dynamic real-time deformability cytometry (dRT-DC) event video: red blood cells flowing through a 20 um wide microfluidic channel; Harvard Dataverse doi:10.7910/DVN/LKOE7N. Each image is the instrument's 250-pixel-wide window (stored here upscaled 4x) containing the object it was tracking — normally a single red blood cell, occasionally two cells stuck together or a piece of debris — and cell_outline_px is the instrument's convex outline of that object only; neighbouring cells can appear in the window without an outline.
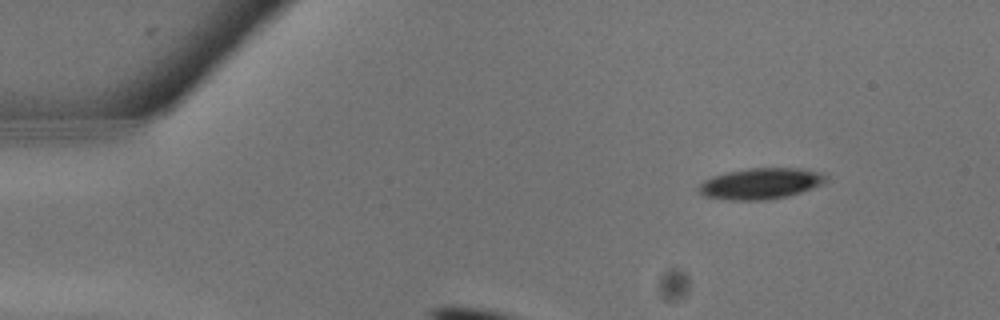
{"species": "common noctule bat (a hibernating species)", "species_latin": "Nyctalus noctula", "temperature_condition": "warm", "stored_images_in_passage": 15, "camera_frame_rate_fps": 3000, "um_per_image_px": 0.085, "animal": {"sex": "male", "body_mass_g": 13.3}, "frame": {"image": 1, "passage_image": 1, "time_ms": 0.0, "image_size_px": [1000, 320], "cell_outline_px": [[828, 180], [824, 184], [788, 196], [764, 200], [732, 200], [704, 196], [696, 188], [704, 180], [712, 176], [728, 172], [748, 168], [804, 168], [820, 172], [828, 176]], "centroid_in_image_um": [64.69, 15.59], "position_along_channel_um": 20.3, "area_um2": 23.12}}
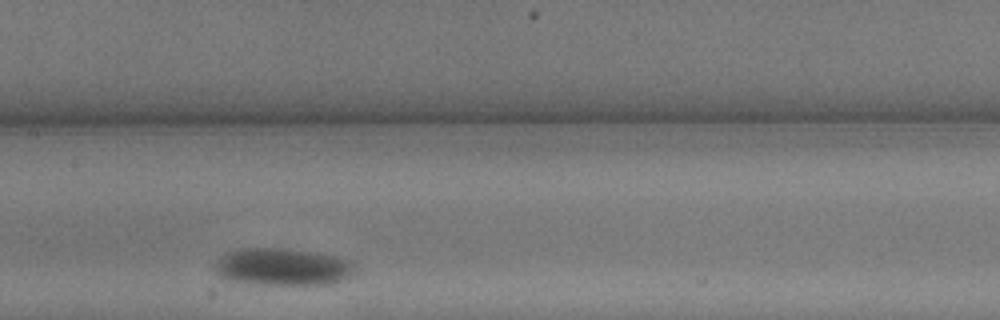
{"frame": {"image": 2, "passage_image": 8, "time_ms": 2.333, "image_size_px": [1000, 320], "cell_outline_px": [[356, 268], [348, 276], [340, 280], [328, 284], [260, 284], [228, 280], [220, 276], [216, 272], [216, 260], [224, 252], [240, 248], [284, 248], [332, 256], [352, 260], [356, 264]], "centroid_in_image_um": [23.97, 22.67], "position_along_channel_um": 183.4, "area_um2": 30.17}}
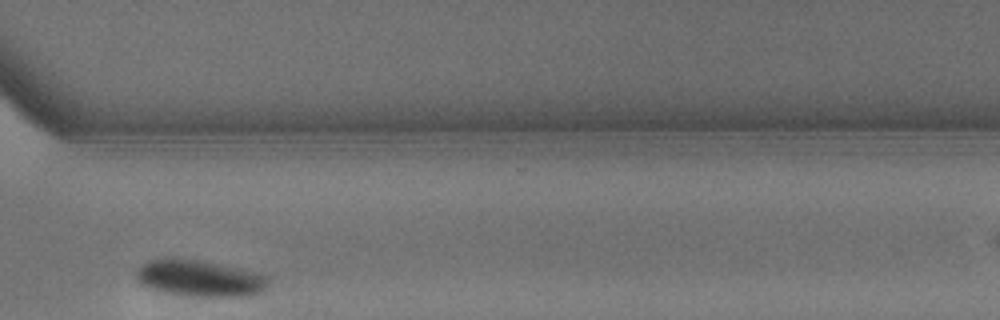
{"frame": {"image": 3, "passage_image": 15, "time_ms": 4.667, "image_size_px": [1000, 320], "cell_outline_px": [[272, 280], [268, 288], [264, 292], [256, 296], [188, 296], [164, 292], [140, 284], [136, 276], [136, 272], [148, 260], [204, 260], [240, 268], [272, 276]], "centroid_in_image_um": [17.15, 23.68], "position_along_channel_um": 353.5, "area_um2": 28.21}}